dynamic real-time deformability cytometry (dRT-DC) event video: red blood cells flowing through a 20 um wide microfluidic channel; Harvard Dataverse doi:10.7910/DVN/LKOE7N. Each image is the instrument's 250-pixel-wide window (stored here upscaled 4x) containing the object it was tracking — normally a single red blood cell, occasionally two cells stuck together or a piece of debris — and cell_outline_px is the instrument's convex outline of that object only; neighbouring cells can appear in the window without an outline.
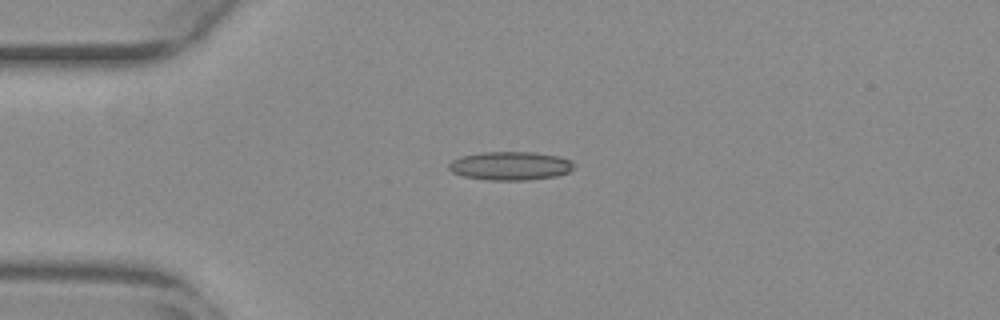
{"species": "common noctule bat (a hibernating species)", "species_latin": "Nyctalus noctula", "temperature_condition": "warm", "stored_images_in_passage": 41, "camera_frame_rate_fps": 3000, "um_per_image_px": 0.085, "animal": {"sex": "female", "body_mass_g": 29.2, "forearm_length_mm": 56.3}, "frame": {"image": 1, "passage_image": 1, "time_ms": 0.0, "image_size_px": [1000, 320], "cell_outline_px": [[572, 168], [568, 172], [556, 176], [524, 180], [488, 180], [464, 176], [452, 172], [448, 168], [448, 164], [452, 160], [460, 156], [480, 152], [536, 152], [560, 156], [572, 160]], "centroid_in_image_um": [43.36, 14.08], "position_along_channel_um": 41.6, "area_um2": 20.87}}
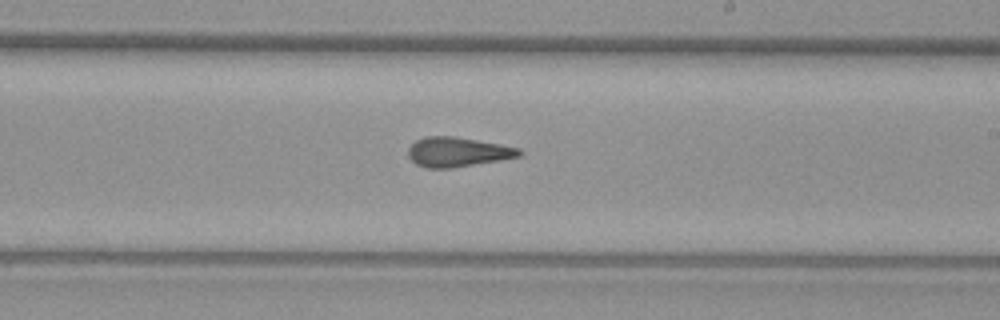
{"frame": {"image": 2, "passage_image": 19, "time_ms": 6.0, "image_size_px": [1000, 320], "cell_outline_px": [[524, 152], [520, 156], [500, 160], [452, 168], [428, 168], [416, 164], [408, 156], [408, 148], [416, 140], [424, 136], [456, 136], [500, 144], [520, 148]], "centroid_in_image_um": [38.9, 12.91], "position_along_channel_um": 250.1, "area_um2": 19.25}}
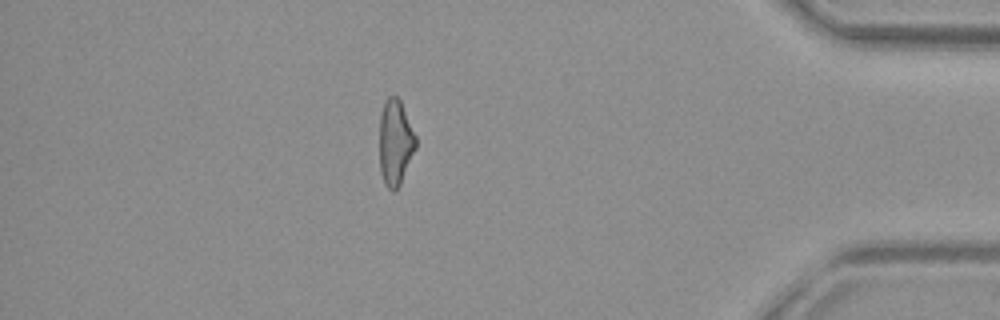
{"frame": {"image": 3, "passage_image": 34, "time_ms": 11.0, "image_size_px": [1000, 320], "cell_outline_px": [[416, 148], [400, 184], [396, 192], [392, 192], [384, 184], [380, 172], [380, 116], [384, 104], [388, 96], [396, 96], [400, 100], [416, 136]], "centroid_in_image_um": [33.6, 12.15], "position_along_channel_um": 401.6, "area_um2": 18.09}, "authors_computed_cell_mechanics": {"area_um2": 19.0162, "velocity_mm_per_s": 3.8994, "shape_relaxation_time_tau1_ms": null, "shape_relaxation_time_tau2_ms": 2.2823, "deformation_change_tau1": null, "deformation_change_tau2": 0.1186}}